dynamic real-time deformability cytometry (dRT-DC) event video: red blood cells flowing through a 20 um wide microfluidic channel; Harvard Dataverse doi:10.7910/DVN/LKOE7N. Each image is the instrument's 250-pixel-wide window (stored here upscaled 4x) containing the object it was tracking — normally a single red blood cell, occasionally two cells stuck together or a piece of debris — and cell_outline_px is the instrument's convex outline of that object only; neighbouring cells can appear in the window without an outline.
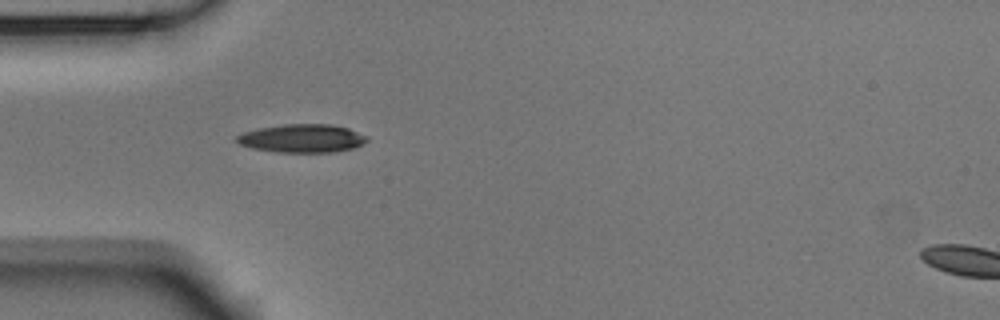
{"species": "Egyptian fruit bat (a non-hibernating species)", "species_latin": "Rousettus aegyptiacus", "temperature_condition": "room temperature", "stored_images_in_passage": 2, "segment_of_instrument_passage": [1, 2], "camera_frame_rate_fps": 3000, "um_per_image_px": 0.085, "animal": {"sex": "male"}, "frame": {"image": 1, "passage_image": 1, "time_ms": 0.0, "image_size_px": [1000, 320], "cell_outline_px": [[368, 140], [352, 148], [332, 152], [276, 152], [252, 148], [240, 144], [236, 140], [236, 136], [244, 132], [256, 128], [284, 124], [332, 124], [348, 128], [368, 136]], "centroid_in_image_um": [25.66, 11.75], "position_along_channel_um": 59.3, "area_um2": 21.44}}